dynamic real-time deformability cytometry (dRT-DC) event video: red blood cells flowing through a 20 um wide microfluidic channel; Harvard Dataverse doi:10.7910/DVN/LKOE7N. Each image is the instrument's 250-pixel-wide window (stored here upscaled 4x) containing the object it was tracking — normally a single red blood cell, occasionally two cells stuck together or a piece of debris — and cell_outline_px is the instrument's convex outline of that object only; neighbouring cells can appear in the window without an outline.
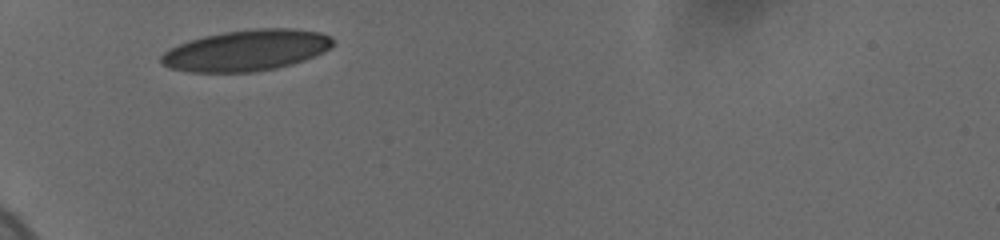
{"species": "human", "species_latin": "Homo sapiens", "temperature_condition": "cold", "stored_images_in_passage": 29, "camera_frame_rate_fps": 3000, "um_per_image_px": 0.085, "donor": {"sex": "female"}, "frame": {"image": 1, "passage_image": 1, "time_ms": 0.0, "image_size_px": [1000, 240], "cell_outline_px": [[332, 48], [324, 52], [304, 60], [292, 64], [276, 68], [252, 72], [188, 72], [168, 68], [160, 64], [160, 56], [168, 48], [188, 40], [204, 36], [224, 32], [256, 28], [296, 28], [320, 32], [332, 36]], "centroid_in_image_um": [20.92, 4.28], "position_along_channel_um": 64.1, "area_um2": 41.5}}
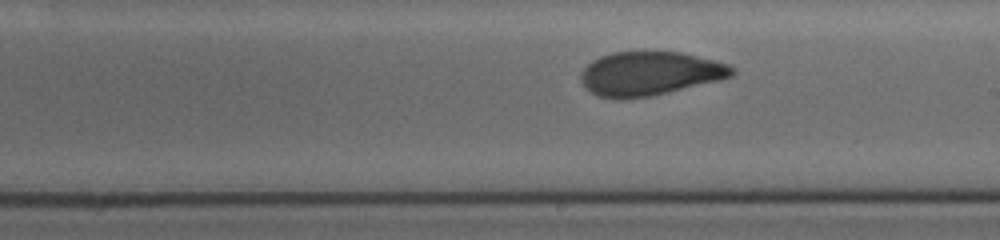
{"frame": {"image": 2, "passage_image": 18, "time_ms": 5.0, "image_size_px": [1000, 240], "cell_outline_px": [[736, 72], [732, 76], [720, 80], [652, 96], [620, 100], [596, 96], [584, 88], [580, 80], [580, 72], [592, 60], [600, 56], [612, 52], [680, 52], [728, 64], [736, 68]], "centroid_in_image_um": [55.19, 6.27], "position_along_channel_um": 233.8, "area_um2": 38.96}}
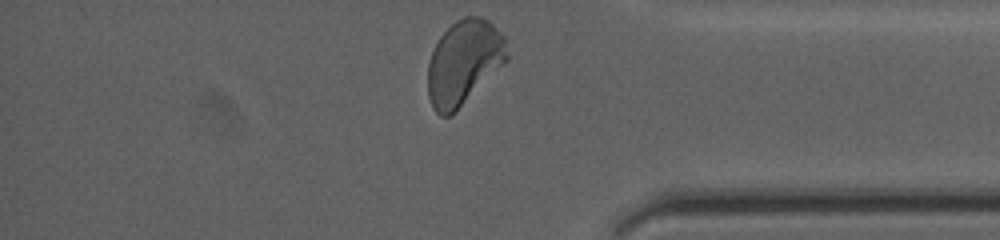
{"frame": {"image": 3, "passage_image": 29, "time_ms": 9.667, "image_size_px": [1000, 240], "cell_outline_px": [[508, 60], [504, 64], [448, 116], [440, 116], [432, 108], [428, 96], [428, 64], [432, 52], [440, 36], [456, 20], [464, 16], [480, 16], [488, 20], [504, 36], [508, 52]], "centroid_in_image_um": [39.42, 5.27], "position_along_channel_um": 395.8, "area_um2": 38.44}, "authors_computed_cell_mechanics": {"area_um2": 39.1306, "velocity_mm_per_s": 3.6663, "shape_relaxation_time_tau1_ms": 7.6323, "shape_relaxation_time_tau2_ms": 0.9369, "deformation_change_tau1": 0.1749, "deformation_change_tau2": 0.0638}}